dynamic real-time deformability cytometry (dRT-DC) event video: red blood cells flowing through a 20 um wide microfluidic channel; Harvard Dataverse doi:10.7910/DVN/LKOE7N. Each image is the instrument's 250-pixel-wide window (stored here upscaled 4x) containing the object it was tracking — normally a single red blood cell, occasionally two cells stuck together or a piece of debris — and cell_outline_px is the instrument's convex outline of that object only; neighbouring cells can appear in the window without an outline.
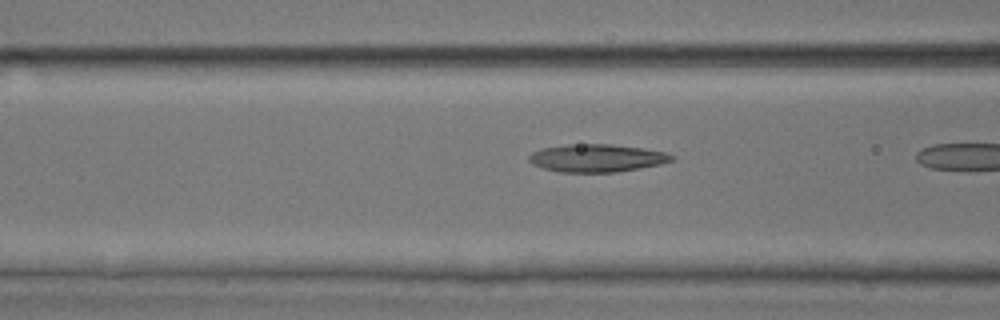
{"species": "common noctule bat (a hibernating species)", "species_latin": "Nyctalus noctula", "temperature_condition": "room temperature", "stored_images_in_passage": 9, "camera_frame_rate_fps": 3000, "um_per_image_px": 0.085, "animal": {"sex": "male", "body_mass_g": 17.9, "forearm_length_mm": 54.2}, "frame": {"image": 1, "passage_image": 8, "time_ms": 2.333, "image_size_px": [1000, 320], "cell_outline_px": [[676, 156], [672, 160], [660, 164], [640, 168], [616, 172], [560, 172], [544, 168], [532, 164], [528, 160], [528, 156], [532, 152], [540, 148], [568, 144], [612, 144], [644, 148], [664, 152]], "centroid_in_image_um": [50.71, 13.43], "position_along_channel_um": 115.9, "area_um2": 23.18}}